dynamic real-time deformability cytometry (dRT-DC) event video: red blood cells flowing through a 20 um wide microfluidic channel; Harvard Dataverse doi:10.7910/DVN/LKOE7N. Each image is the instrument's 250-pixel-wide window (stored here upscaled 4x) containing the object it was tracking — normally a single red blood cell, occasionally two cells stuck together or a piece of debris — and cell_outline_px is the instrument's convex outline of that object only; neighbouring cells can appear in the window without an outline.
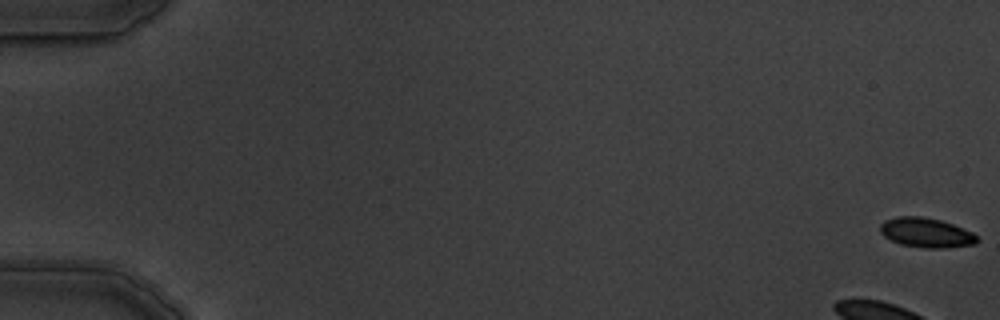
{"species": "common noctule bat (a hibernating species)", "species_latin": "Nyctalus noctula", "temperature_condition": "warm", "stored_images_in_passage": 6, "camera_frame_rate_fps": 3000, "um_per_image_px": 0.085, "animal": {"sex": "male", "body_mass_g": 19.5, "forearm_length_mm": 54.6}, "frame": {"image": 1, "passage_image": 1, "time_ms": 0.0, "image_size_px": [1000, 320], "cell_outline_px": [[980, 240], [976, 244], [944, 248], [924, 248], [900, 244], [884, 236], [880, 232], [880, 224], [884, 220], [896, 216], [920, 216], [940, 220], [952, 224], [972, 232]], "centroid_in_image_um": [78.71, 19.78], "position_along_channel_um": 6.3, "area_um2": 16.76}}